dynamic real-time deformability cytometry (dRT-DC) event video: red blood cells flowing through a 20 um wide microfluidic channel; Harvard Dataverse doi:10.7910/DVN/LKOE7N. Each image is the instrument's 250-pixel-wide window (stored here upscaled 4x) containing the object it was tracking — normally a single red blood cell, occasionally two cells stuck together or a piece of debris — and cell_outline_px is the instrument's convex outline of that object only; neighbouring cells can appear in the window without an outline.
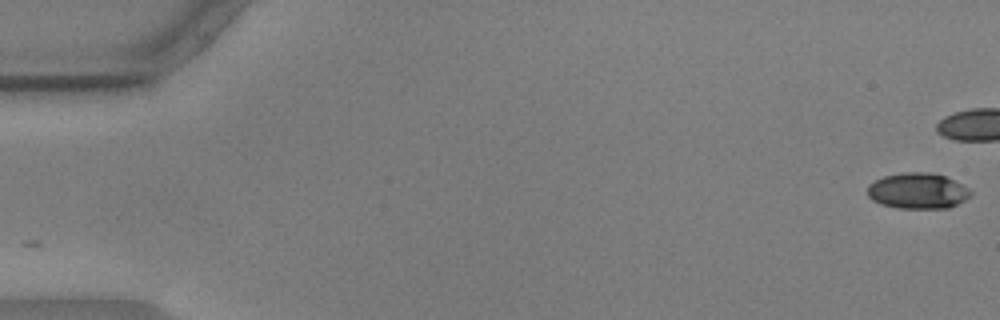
{"species": "common noctule bat (a hibernating species)", "species_latin": "Nyctalus noctula", "temperature_condition": "warm", "stored_images_in_passage": 44, "camera_frame_rate_fps": 3000, "um_per_image_px": 0.085, "animal": {"sex": "male", "body_mass_g": 17.9, "forearm_length_mm": 54.2}, "frame": {"image": 1, "passage_image": 1, "time_ms": 0.0, "image_size_px": [1000, 320], "cell_outline_px": [[972, 196], [948, 208], [896, 208], [880, 204], [872, 200], [868, 196], [868, 184], [884, 176], [904, 172], [928, 172], [944, 176], [968, 188], [972, 192]], "centroid_in_image_um": [77.98, 16.23], "position_along_channel_um": 7.0, "area_um2": 21.44}}
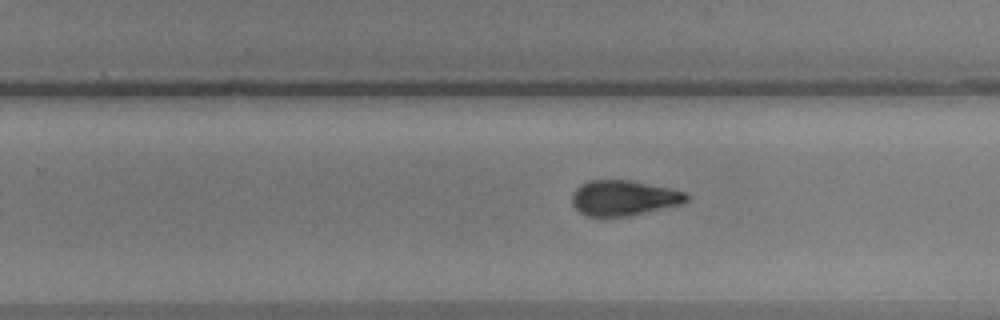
{"frame": {"image": 2, "passage_image": 36, "time_ms": 11.667, "image_size_px": [1000, 320], "cell_outline_px": [[688, 200], [684, 204], [628, 216], [588, 216], [580, 212], [572, 204], [572, 192], [580, 184], [588, 180], [628, 180], [668, 188], [684, 192], [688, 196]], "centroid_in_image_um": [53.0, 16.83], "position_along_channel_um": 276.8, "area_um2": 23.47}}
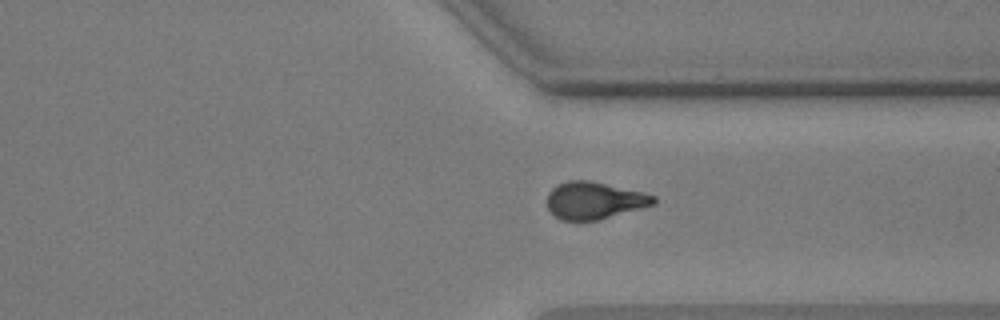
{"frame": {"image": 3, "passage_image": 43, "time_ms": 14.0, "image_size_px": [1000, 320], "cell_outline_px": [[656, 204], [596, 220], [560, 220], [548, 208], [548, 192], [556, 184], [568, 180], [588, 180], [640, 192], [656, 196]], "centroid_in_image_um": [50.49, 17.03], "position_along_channel_um": 360.9, "area_um2": 22.72}}